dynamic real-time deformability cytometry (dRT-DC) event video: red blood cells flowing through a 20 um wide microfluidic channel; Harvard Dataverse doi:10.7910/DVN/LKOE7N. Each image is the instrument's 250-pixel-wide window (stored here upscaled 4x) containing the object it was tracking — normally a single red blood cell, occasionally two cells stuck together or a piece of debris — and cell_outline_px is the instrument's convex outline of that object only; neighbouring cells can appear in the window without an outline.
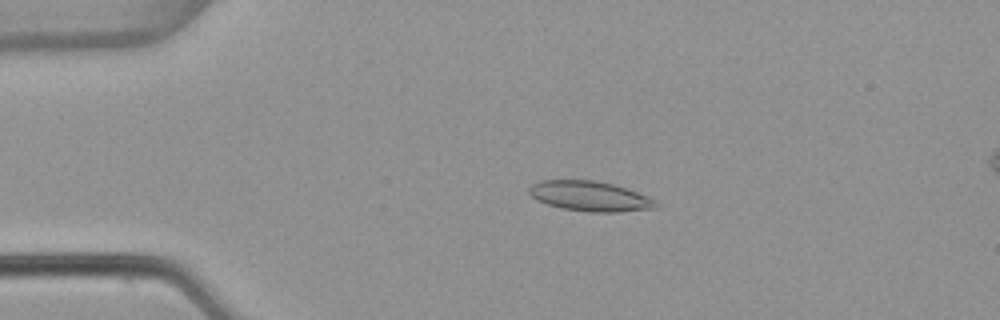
{"species": "common noctule bat (a hibernating species)", "species_latin": "Nyctalus noctula", "temperature_condition": "warm", "stored_images_in_passage": 4, "camera_frame_rate_fps": 3000, "um_per_image_px": 0.085, "animal": {"sex": "female", "body_mass_g": 22.7, "forearm_length_mm": 54.2}, "frame": {"image": 1, "passage_image": 2, "time_ms": 0.333, "image_size_px": [1000, 320], "cell_outline_px": [[660, 208], [620, 212], [588, 212], [564, 208], [548, 204], [536, 200], [528, 192], [528, 188], [532, 184], [540, 180], [596, 180], [612, 184], [648, 196], [656, 200], [660, 204]], "centroid_in_image_um": [50.18, 16.68], "position_along_channel_um": 34.8, "area_um2": 22.31}}